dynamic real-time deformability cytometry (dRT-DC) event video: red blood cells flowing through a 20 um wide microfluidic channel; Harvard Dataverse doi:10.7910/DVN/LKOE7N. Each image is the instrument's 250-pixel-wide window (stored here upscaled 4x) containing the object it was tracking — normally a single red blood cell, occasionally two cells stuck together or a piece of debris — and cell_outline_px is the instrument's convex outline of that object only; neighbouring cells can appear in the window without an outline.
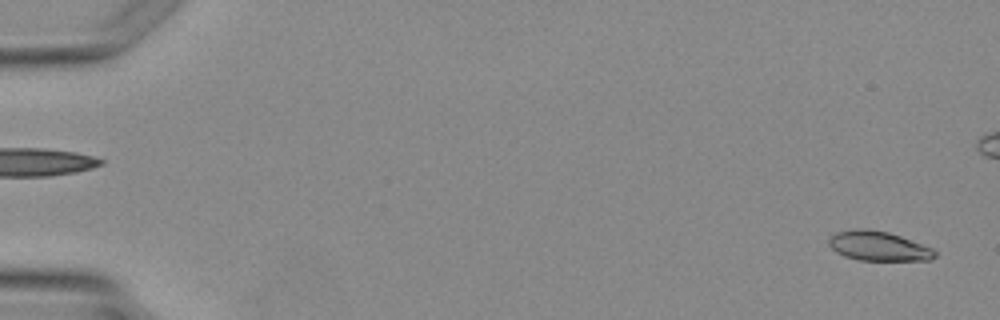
{"species": "Egyptian fruit bat (a non-hibernating species)", "species_latin": "Rousettus aegyptiacus", "temperature_condition": "warm", "stored_images_in_passage": 4, "segment_of_instrument_passage": [2, 2], "camera_frame_rate_fps": 3000, "um_per_image_px": 0.085, "animal": {"sex": "female"}, "frame": {"image": 1, "passage_image": 4, "time_ms": 3.667, "image_size_px": [1000, 320], "cell_outline_px": [[936, 256], [932, 260], [860, 260], [844, 256], [836, 252], [828, 244], [828, 240], [836, 232], [860, 228], [864, 228], [888, 232], [900, 236], [932, 248], [936, 252]], "centroid_in_image_um": [74.66, 20.92], "position_along_channel_um": 10.3, "area_um2": 18.09}}